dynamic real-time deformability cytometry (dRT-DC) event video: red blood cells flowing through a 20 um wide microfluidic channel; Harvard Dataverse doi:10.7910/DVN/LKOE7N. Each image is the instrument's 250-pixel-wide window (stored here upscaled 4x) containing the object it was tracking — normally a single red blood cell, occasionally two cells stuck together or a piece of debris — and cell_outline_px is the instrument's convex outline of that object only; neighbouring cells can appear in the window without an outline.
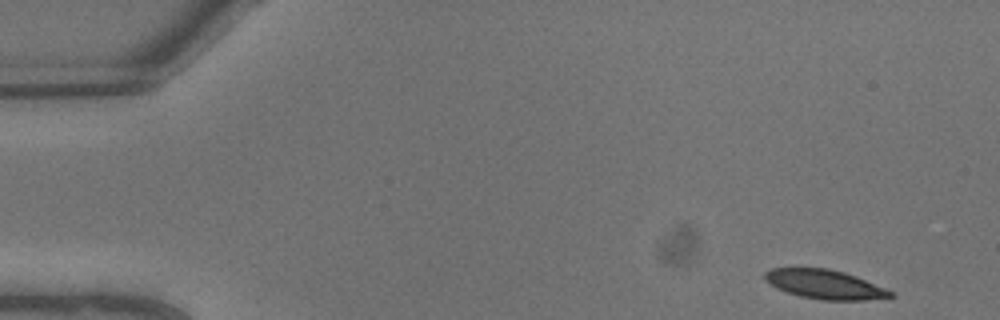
{"species": "common noctule bat (a hibernating species)", "species_latin": "Nyctalus noctula", "temperature_condition": "warm", "stored_images_in_passage": 6, "camera_frame_rate_fps": 3000, "um_per_image_px": 0.085, "animal": {"sex": "male", "body_mass_g": 13.3}, "frame": {"image": 1, "passage_image": 1, "time_ms": 0.0, "image_size_px": [1000, 320], "cell_outline_px": [[892, 296], [864, 300], [824, 300], [800, 296], [776, 288], [764, 280], [764, 272], [772, 268], [828, 268], [844, 272], [856, 276], [884, 288], [892, 292]], "centroid_in_image_um": [70.04, 24.16], "position_along_channel_um": 15.0, "area_um2": 21.1}}
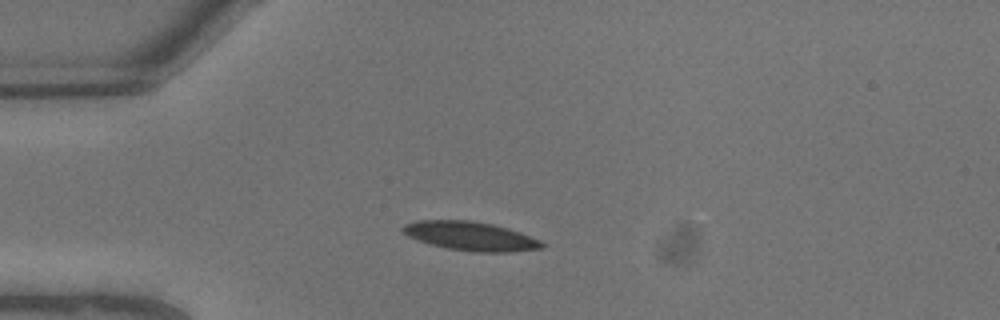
{"frame": {"image": 2, "passage_image": 5, "time_ms": 1.333, "image_size_px": [1000, 320], "cell_outline_px": [[544, 248], [508, 252], [472, 252], [448, 248], [432, 244], [408, 236], [400, 228], [404, 224], [416, 220], [472, 220], [492, 224], [508, 228], [520, 232], [540, 240], [544, 244]], "centroid_in_image_um": [40.01, 20.06], "position_along_channel_um": 45.0, "area_um2": 23.35}}